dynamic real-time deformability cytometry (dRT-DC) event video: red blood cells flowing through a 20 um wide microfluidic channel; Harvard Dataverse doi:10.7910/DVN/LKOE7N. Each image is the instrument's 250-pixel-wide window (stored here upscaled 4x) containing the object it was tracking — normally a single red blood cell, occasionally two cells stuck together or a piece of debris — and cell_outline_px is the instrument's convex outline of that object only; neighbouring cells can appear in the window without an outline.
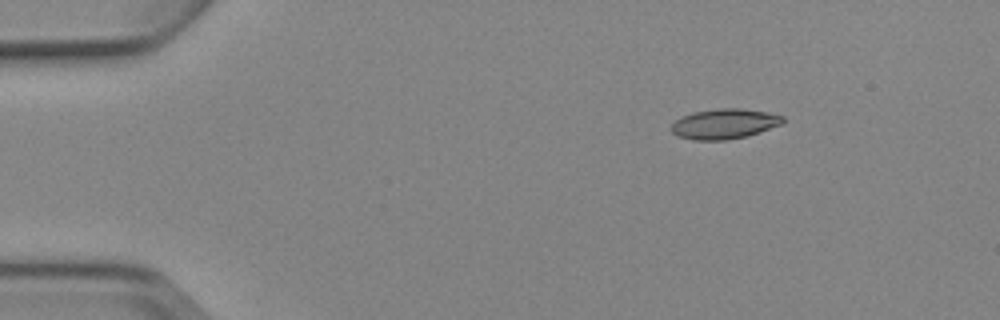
{"species": "Egyptian fruit bat (a non-hibernating species)", "species_latin": "Rousettus aegyptiacus", "temperature_condition": "cold", "stored_images_in_passage": 6, "camera_frame_rate_fps": 3000, "um_per_image_px": 0.085, "animal": {"sex": "female"}, "frame": {"image": 1, "passage_image": 3, "time_ms": 2.333, "image_size_px": [1000, 320], "cell_outline_px": [[784, 124], [748, 136], [728, 140], [692, 140], [676, 136], [668, 128], [676, 120], [692, 112], [720, 108], [740, 108], [768, 112], [784, 116]], "centroid_in_image_um": [61.58, 10.53], "position_along_channel_um": 23.4, "area_um2": 19.88}}
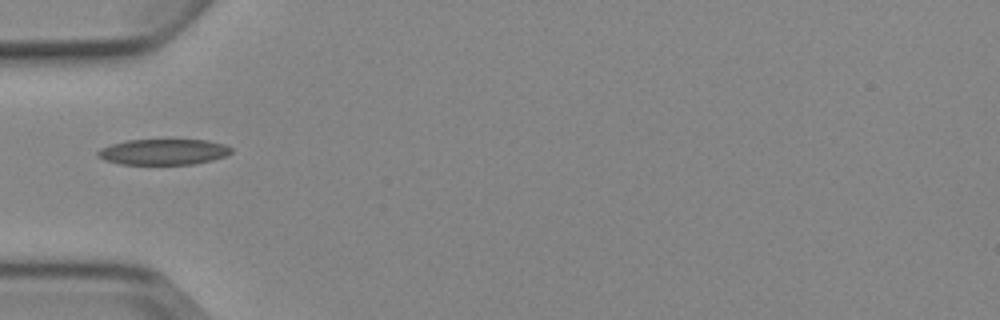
{"frame": {"image": 2, "passage_image": 6, "time_ms": 5.667, "image_size_px": [1000, 320], "cell_outline_px": [[232, 152], [224, 156], [212, 160], [192, 164], [120, 164], [104, 160], [96, 156], [96, 152], [100, 148], [124, 140], [208, 140], [224, 144], [232, 148]], "centroid_in_image_um": [13.86, 12.91], "position_along_channel_um": 71.1, "area_um2": 20.06}}